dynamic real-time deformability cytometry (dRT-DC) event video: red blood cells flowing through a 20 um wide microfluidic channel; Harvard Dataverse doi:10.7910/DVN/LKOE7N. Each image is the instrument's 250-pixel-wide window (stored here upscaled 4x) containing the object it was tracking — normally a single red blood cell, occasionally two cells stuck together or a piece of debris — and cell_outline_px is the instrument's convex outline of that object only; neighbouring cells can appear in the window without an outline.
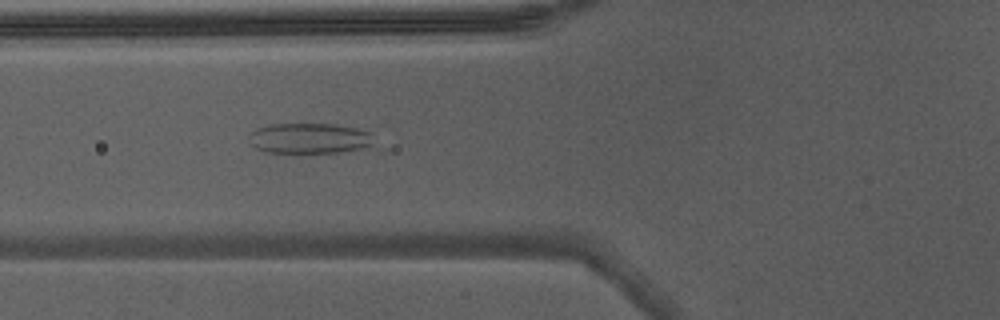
{"species": "Egyptian fruit bat (a non-hibernating species)", "species_latin": "Rousettus aegyptiacus", "temperature_condition": "warm", "stored_images_in_passage": 5, "camera_frame_rate_fps": 3000, "um_per_image_px": 0.085, "animal": {"sex": "male"}, "frame": {"image": 1, "passage_image": 5, "time_ms": 1.333, "image_size_px": [1000, 320], "cell_outline_px": [[388, 148], [296, 156], [264, 152], [256, 148], [252, 144], [248, 136], [256, 128], [272, 124], [336, 124], [356, 128], [372, 132]], "centroid_in_image_um": [26.58, 11.84], "position_along_channel_um": 99.2, "area_um2": 24.62}}